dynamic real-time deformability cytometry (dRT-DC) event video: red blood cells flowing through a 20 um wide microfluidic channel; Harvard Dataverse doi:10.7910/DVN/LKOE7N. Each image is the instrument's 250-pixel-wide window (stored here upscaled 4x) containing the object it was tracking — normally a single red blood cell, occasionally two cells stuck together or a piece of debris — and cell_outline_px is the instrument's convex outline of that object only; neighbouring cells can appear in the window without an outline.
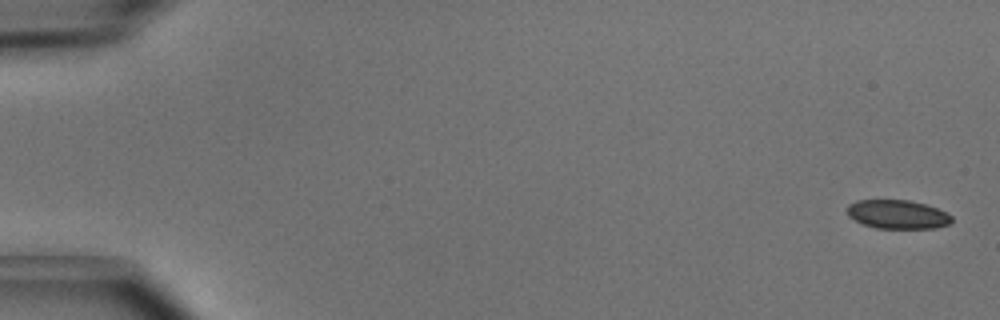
{"species": "common noctule bat (a hibernating species)", "species_latin": "Nyctalus noctula", "temperature_condition": "cold", "stored_images_in_passage": 3, "camera_frame_rate_fps": 3000, "um_per_image_px": 0.085, "animal": {"sex": "male", "body_mass_g": 15.6}, "frame": {"image": 1, "passage_image": 1, "time_ms": 0.0, "image_size_px": [1000, 320], "cell_outline_px": [[952, 220], [948, 224], [936, 228], [876, 228], [864, 224], [848, 216], [848, 204], [856, 200], [908, 200], [924, 204], [948, 212], [952, 216]], "centroid_in_image_um": [76.3, 18.22], "position_along_channel_um": 8.7, "area_um2": 17.46}}